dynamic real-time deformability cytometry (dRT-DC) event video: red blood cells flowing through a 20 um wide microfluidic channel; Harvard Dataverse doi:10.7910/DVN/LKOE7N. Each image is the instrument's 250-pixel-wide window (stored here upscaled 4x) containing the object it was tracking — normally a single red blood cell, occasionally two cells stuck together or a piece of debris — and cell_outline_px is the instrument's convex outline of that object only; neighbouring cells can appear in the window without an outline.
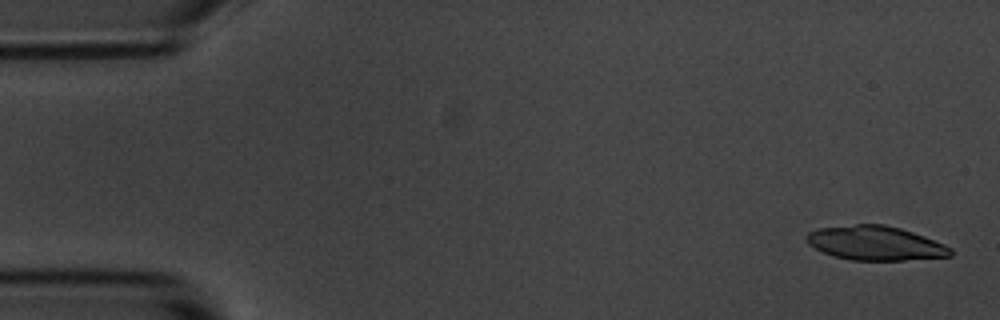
{"species": "common noctule bat (a hibernating species)", "species_latin": "Nyctalus noctula", "temperature_condition": "room temperature", "stored_images_in_passage": 3, "camera_frame_rate_fps": 3000, "um_per_image_px": 0.085, "animal": {"sex": "male", "body_mass_g": 20.1, "forearm_length_mm": 53.5}, "frame": {"image": 1, "passage_image": 1, "time_ms": 0.0, "image_size_px": [1000, 320], "cell_outline_px": [[952, 256], [904, 260], [852, 260], [832, 256], [808, 244], [804, 236], [808, 232], [816, 228], [856, 224], [884, 224], [900, 228], [924, 236], [944, 244], [952, 248]], "centroid_in_image_um": [74.38, 20.66], "position_along_channel_um": 10.6, "area_um2": 28.78}}